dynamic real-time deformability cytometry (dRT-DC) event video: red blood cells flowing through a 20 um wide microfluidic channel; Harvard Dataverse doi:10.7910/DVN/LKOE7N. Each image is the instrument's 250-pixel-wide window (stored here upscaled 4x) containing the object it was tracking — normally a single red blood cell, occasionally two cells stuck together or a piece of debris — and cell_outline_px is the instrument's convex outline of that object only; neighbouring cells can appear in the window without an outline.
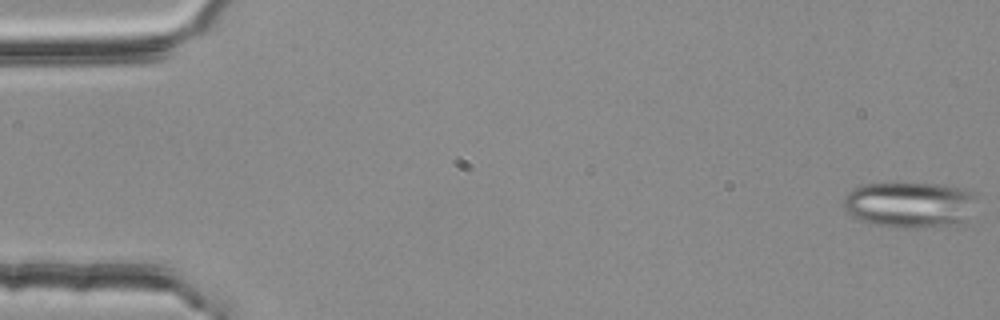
{"species": "common noctule bat (a hibernating species)", "species_latin": "Nyctalus noctula", "temperature_condition": "room temperature", "stored_images_in_passage": 55, "segment_of_instrument_passage": [1, 2], "camera_frame_rate_fps": 3000, "um_per_image_px": 0.085, "animal": {"sex": "female", "body_mass_g": 25.1}, "frame": {"image": 1, "passage_image": 1, "time_ms": 0.0, "image_size_px": [1000, 320], "cell_outline_px": [[980, 196], [964, 228], [900, 228], [872, 224], [860, 220], [844, 212], [840, 204], [840, 200], [848, 192], [864, 184], [936, 184], [960, 188], [980, 192]], "centroid_in_image_um": [77.44, 17.45], "position_along_channel_um": 7.6, "area_um2": 37.4}}